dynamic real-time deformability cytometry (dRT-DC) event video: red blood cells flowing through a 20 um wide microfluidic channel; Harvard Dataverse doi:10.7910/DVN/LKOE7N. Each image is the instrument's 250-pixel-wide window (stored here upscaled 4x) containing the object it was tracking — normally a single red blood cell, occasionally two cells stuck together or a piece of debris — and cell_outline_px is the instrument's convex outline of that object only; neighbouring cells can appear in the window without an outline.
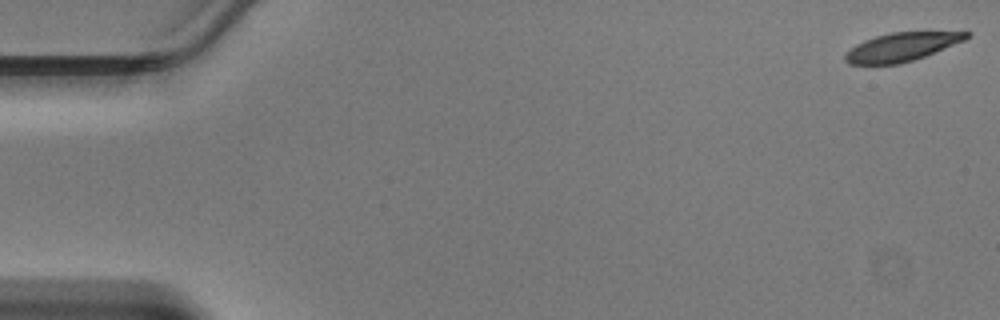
{"species": "Egyptian fruit bat (a non-hibernating species)", "species_latin": "Rousettus aegyptiacus", "temperature_condition": "warm", "stored_images_in_passage": 47, "camera_frame_rate_fps": 3000, "um_per_image_px": 0.085, "animal": {"sex": "male"}, "frame": {"image": 1, "passage_image": 1, "time_ms": 0.0, "image_size_px": [1000, 320], "cell_outline_px": [[972, 32], [964, 40], [924, 56], [900, 64], [848, 64], [844, 60], [844, 56], [856, 44], [864, 40], [876, 36], [892, 32]], "centroid_in_image_um": [76.6, 3.99], "position_along_channel_um": 8.4, "area_um2": 19.71}}
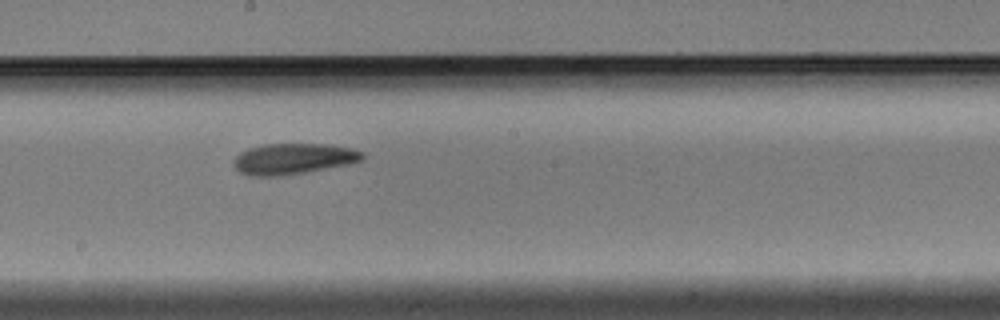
{"frame": {"image": 2, "passage_image": 26, "time_ms": 8.333, "image_size_px": [1000, 320], "cell_outline_px": [[364, 160], [348, 164], [304, 172], [280, 176], [248, 176], [240, 172], [236, 168], [236, 156], [240, 152], [248, 148], [264, 144], [332, 144], [352, 148], [364, 152]], "centroid_in_image_um": [24.97, 13.49], "position_along_channel_um": 223.2, "area_um2": 23.12}}
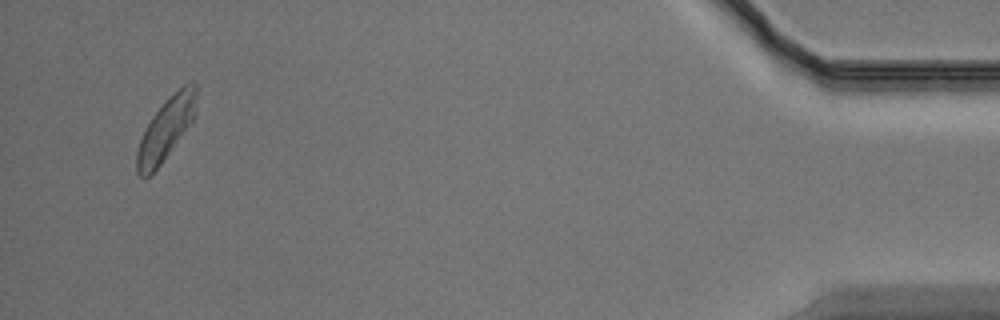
{"frame": {"image": 3, "passage_image": 45, "time_ms": 14.667, "image_size_px": [1000, 320], "cell_outline_px": [[196, 112], [192, 120], [160, 164], [144, 180], [136, 172], [136, 152], [140, 140], [152, 116], [164, 100], [168, 96], [184, 84], [192, 80], [196, 84]], "centroid_in_image_um": [14.09, 10.92], "position_along_channel_um": 421.1, "area_um2": 21.21}}